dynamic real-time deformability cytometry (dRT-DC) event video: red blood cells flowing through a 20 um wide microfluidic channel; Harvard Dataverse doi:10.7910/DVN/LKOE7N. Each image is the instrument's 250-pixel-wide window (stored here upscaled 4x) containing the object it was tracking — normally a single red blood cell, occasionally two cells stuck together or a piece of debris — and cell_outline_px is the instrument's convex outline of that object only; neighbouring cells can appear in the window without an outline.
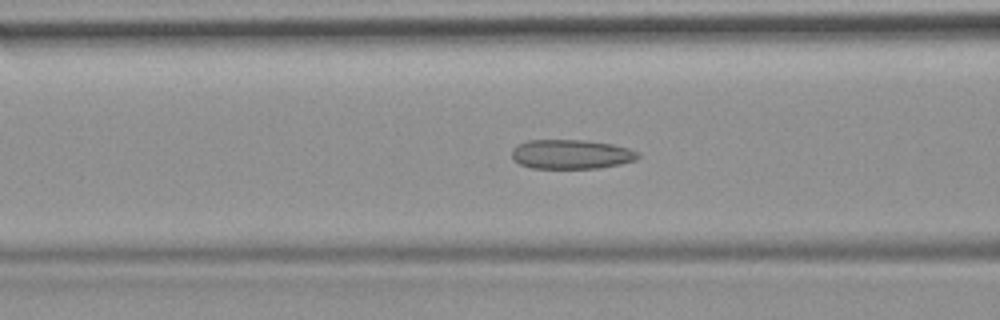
{"species": "common noctule bat (a hibernating species)", "species_latin": "Nyctalus noctula", "temperature_condition": "room temperature", "stored_images_in_passage": 52, "camera_frame_rate_fps": 3000, "um_per_image_px": 0.085, "animal": {"sex": "female", "body_mass_g": 19.9}, "frame": {"image": 1, "passage_image": 20, "time_ms": 6.333, "image_size_px": [1000, 320], "cell_outline_px": [[640, 156], [636, 160], [620, 164], [600, 168], [532, 168], [520, 164], [512, 160], [512, 148], [516, 144], [528, 140], [584, 140], [612, 144], [628, 148], [640, 152]], "centroid_in_image_um": [48.54, 13.11], "position_along_channel_um": 118.1, "area_um2": 21.79}}
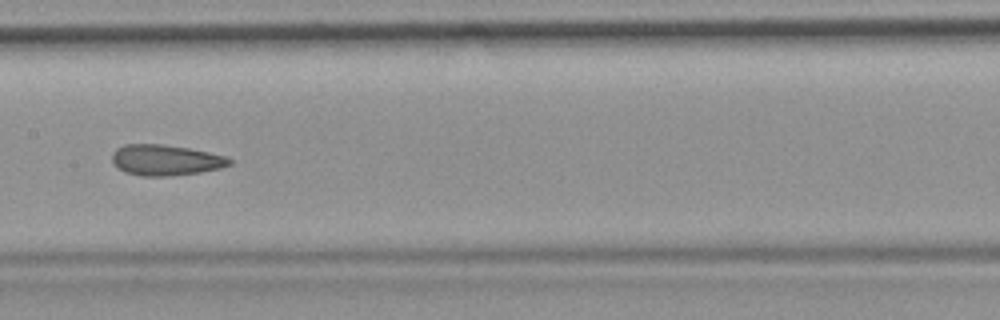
{"frame": {"image": 2, "passage_image": 26, "time_ms": 8.333, "image_size_px": [1000, 320], "cell_outline_px": [[232, 164], [220, 168], [200, 172], [168, 176], [144, 176], [124, 172], [112, 164], [112, 152], [116, 148], [124, 144], [160, 144], [188, 148], [228, 156], [232, 160]], "centroid_in_image_um": [14.06, 13.6], "position_along_channel_um": 193.3, "area_um2": 21.15}}
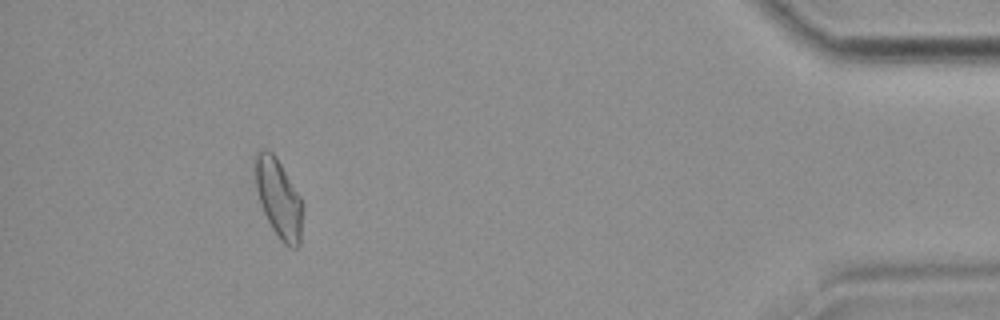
{"frame": {"image": 3, "passage_image": 48, "time_ms": 15.667, "image_size_px": [1000, 320], "cell_outline_px": [[300, 244], [296, 248], [288, 248], [280, 240], [272, 228], [260, 204], [256, 188], [252, 164], [252, 160], [256, 152], [264, 148], [268, 148], [276, 156], [300, 196]], "centroid_in_image_um": [23.6, 16.77], "position_along_channel_um": 411.6, "area_um2": 21.79}, "authors_computed_cell_mechanics": {"area_um2": 21.8195, "velocity_mm_per_s": 3.7716, "shape_relaxation_time_tau1_ms": null, "shape_relaxation_time_tau2_ms": 2.5878, "deformation_change_tau1": null, "deformation_change_tau2": 0.0964}}